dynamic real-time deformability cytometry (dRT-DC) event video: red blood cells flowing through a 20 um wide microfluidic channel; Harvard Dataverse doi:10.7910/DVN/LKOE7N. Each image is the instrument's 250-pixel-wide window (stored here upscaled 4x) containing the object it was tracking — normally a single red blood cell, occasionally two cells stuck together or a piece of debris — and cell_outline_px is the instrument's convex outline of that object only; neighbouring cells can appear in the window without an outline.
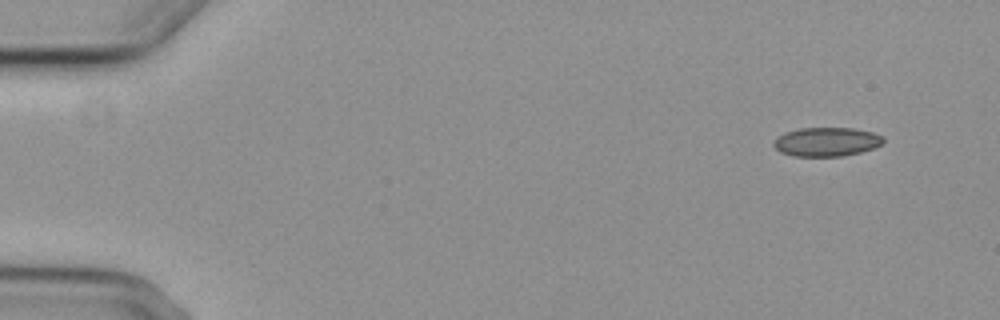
{"species": "common noctule bat (a hibernating species)", "species_latin": "Nyctalus noctula", "temperature_condition": "cold", "stored_images_in_passage": 5, "camera_frame_rate_fps": 3000, "um_per_image_px": 0.085, "animal": {"sex": "female", "body_mass_g": 29.2, "forearm_length_mm": 56.3}, "frame": {"image": 1, "passage_image": 1, "time_ms": 0.0, "image_size_px": [1000, 320], "cell_outline_px": [[884, 144], [860, 152], [844, 156], [792, 156], [780, 152], [772, 144], [776, 136], [784, 132], [800, 128], [852, 128], [872, 132], [884, 136]], "centroid_in_image_um": [70.24, 12.05], "position_along_channel_um": 14.8, "area_um2": 18.67}}
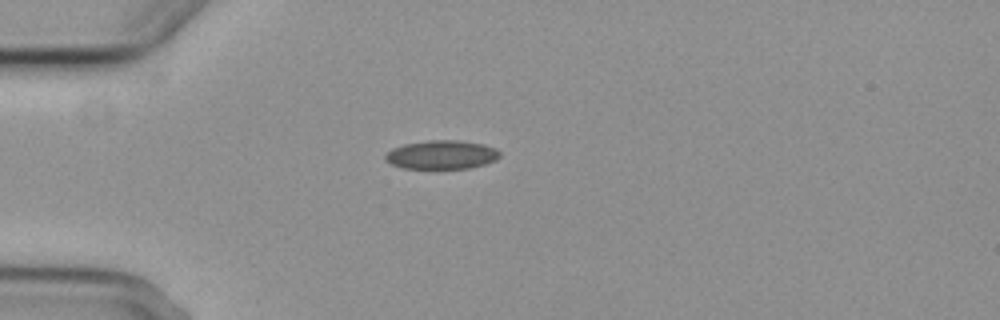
{"frame": {"image": 2, "passage_image": 4, "time_ms": 3.667, "image_size_px": [1000, 320], "cell_outline_px": [[500, 156], [496, 160], [484, 164], [468, 168], [404, 168], [392, 164], [384, 160], [384, 156], [392, 148], [404, 144], [428, 140], [456, 140], [484, 144], [496, 148], [500, 152]], "centroid_in_image_um": [37.54, 13.14], "position_along_channel_um": 47.5, "area_um2": 19.13}}